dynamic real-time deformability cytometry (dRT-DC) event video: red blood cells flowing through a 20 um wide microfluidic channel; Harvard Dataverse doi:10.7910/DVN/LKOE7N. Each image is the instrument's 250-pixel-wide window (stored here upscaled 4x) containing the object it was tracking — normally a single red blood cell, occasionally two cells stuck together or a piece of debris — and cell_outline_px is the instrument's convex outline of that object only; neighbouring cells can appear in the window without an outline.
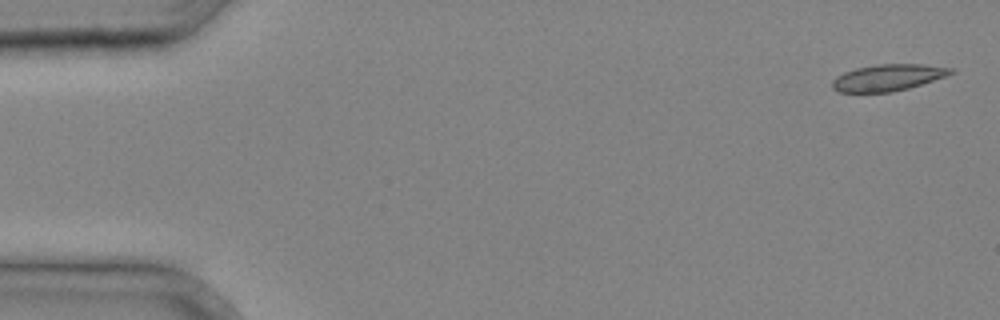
{"species": "common noctule bat (a hibernating species)", "species_latin": "Nyctalus noctula", "temperature_condition": "cold", "stored_images_in_passage": 35, "camera_frame_rate_fps": 3000, "um_per_image_px": 0.085, "animal": {"sex": "male", "body_mass_g": 20.4}, "frame": {"image": 1, "passage_image": 1, "time_ms": 0.0, "image_size_px": [1000, 320], "cell_outline_px": [[956, 72], [908, 88], [892, 92], [840, 92], [832, 88], [832, 80], [836, 76], [844, 72], [856, 68], [876, 64], [920, 64], [956, 68]], "centroid_in_image_um": [75.46, 6.58], "position_along_channel_um": 9.5, "area_um2": 18.26}}
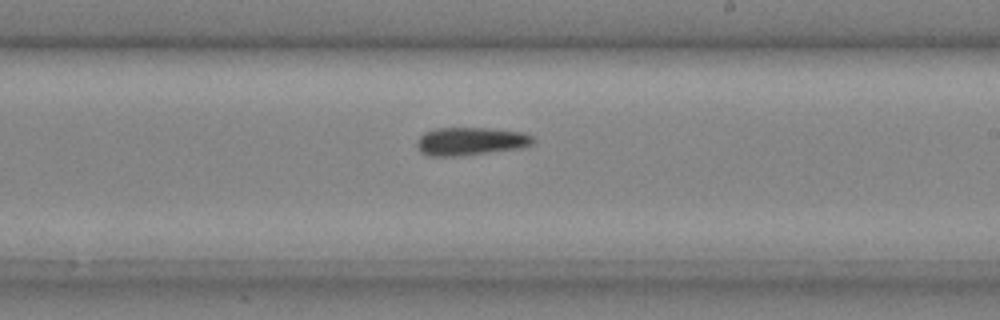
{"frame": {"image": 2, "passage_image": 22, "time_ms": 7.0, "image_size_px": [1000, 320], "cell_outline_px": [[536, 140], [532, 144], [520, 148], [456, 156], [428, 156], [420, 152], [416, 144], [416, 140], [424, 132], [436, 128], [488, 128], [520, 132], [532, 136]], "centroid_in_image_um": [39.95, 12.01], "position_along_channel_um": 249.1, "area_um2": 18.9}}
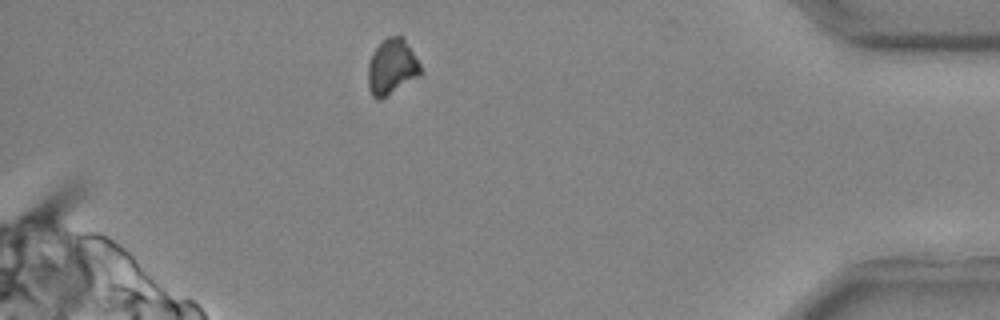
{"frame": {"image": 3, "passage_image": 33, "time_ms": 10.667, "image_size_px": [1000, 320], "cell_outline_px": [[424, 72], [420, 76], [380, 100], [376, 100], [372, 96], [368, 88], [368, 64], [372, 52], [388, 36], [404, 36], [420, 64]], "centroid_in_image_um": [33.32, 5.7], "position_along_channel_um": 401.9, "area_um2": 17.28}}